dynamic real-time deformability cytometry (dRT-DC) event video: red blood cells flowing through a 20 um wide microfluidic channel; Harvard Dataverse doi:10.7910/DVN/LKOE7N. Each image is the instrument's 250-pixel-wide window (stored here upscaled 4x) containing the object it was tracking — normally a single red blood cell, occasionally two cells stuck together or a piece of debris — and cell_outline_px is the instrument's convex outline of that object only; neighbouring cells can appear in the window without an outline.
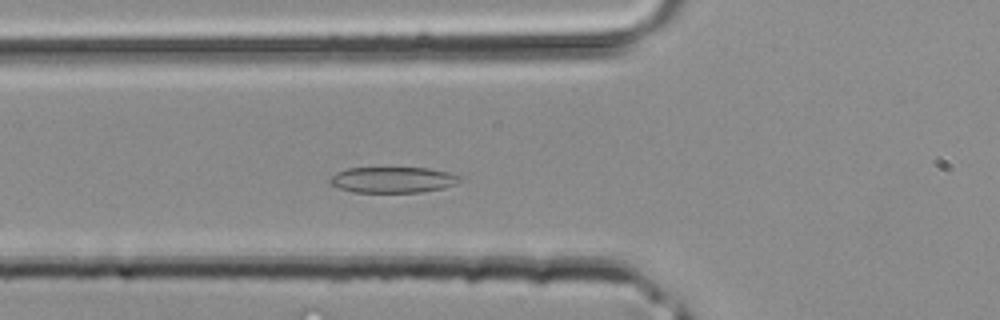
{"species": "common noctule bat (a hibernating species)", "species_latin": "Nyctalus noctula", "temperature_condition": "room temperature", "stored_images_in_passage": 32, "camera_frame_rate_fps": 3000, "um_per_image_px": 0.085, "animal": {"sex": "male", "body_mass_g": 20.4}, "frame": {"image": 1, "passage_image": 7, "time_ms": 2.0, "image_size_px": [1000, 320], "cell_outline_px": [[460, 180], [456, 184], [444, 188], [420, 192], [352, 192], [328, 184], [328, 180], [336, 172], [348, 168], [428, 168], [448, 172], [460, 176]], "centroid_in_image_um": [33.36, 15.28], "position_along_channel_um": 92.4, "area_um2": 19.59}}
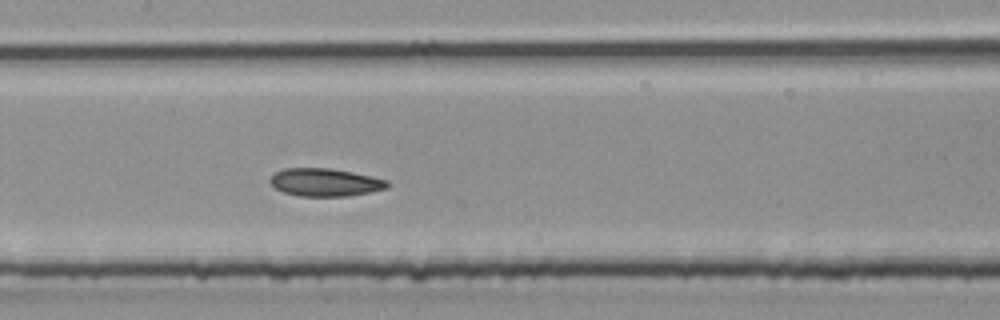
{"frame": {"image": 2, "passage_image": 12, "time_ms": 3.667, "image_size_px": [1000, 320], "cell_outline_px": [[388, 188], [348, 196], [300, 196], [284, 192], [276, 188], [268, 180], [276, 172], [284, 168], [332, 168], [352, 172], [388, 180]], "centroid_in_image_um": [27.63, 15.49], "position_along_channel_um": 179.8, "area_um2": 18.9}}
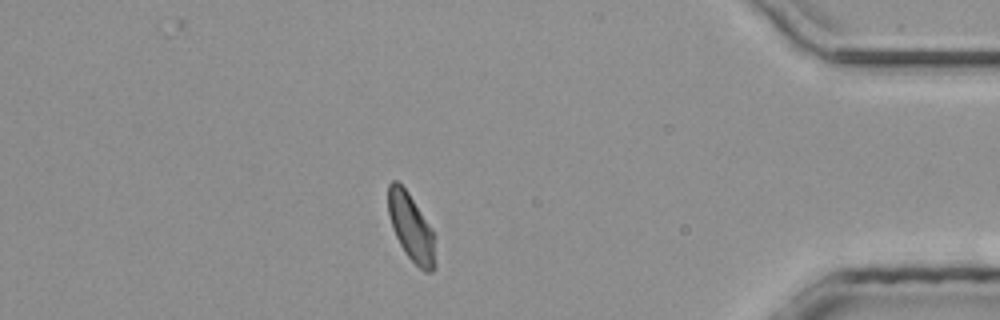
{"frame": {"image": 3, "passage_image": 27, "time_ms": 8.667, "image_size_px": [1000, 320], "cell_outline_px": [[436, 268], [432, 272], [424, 272], [404, 252], [392, 228], [388, 212], [388, 184], [392, 180], [396, 180], [408, 192], [432, 228], [436, 264]], "centroid_in_image_um": [34.95, 19.34], "position_along_channel_um": 400.3, "area_um2": 18.44}}